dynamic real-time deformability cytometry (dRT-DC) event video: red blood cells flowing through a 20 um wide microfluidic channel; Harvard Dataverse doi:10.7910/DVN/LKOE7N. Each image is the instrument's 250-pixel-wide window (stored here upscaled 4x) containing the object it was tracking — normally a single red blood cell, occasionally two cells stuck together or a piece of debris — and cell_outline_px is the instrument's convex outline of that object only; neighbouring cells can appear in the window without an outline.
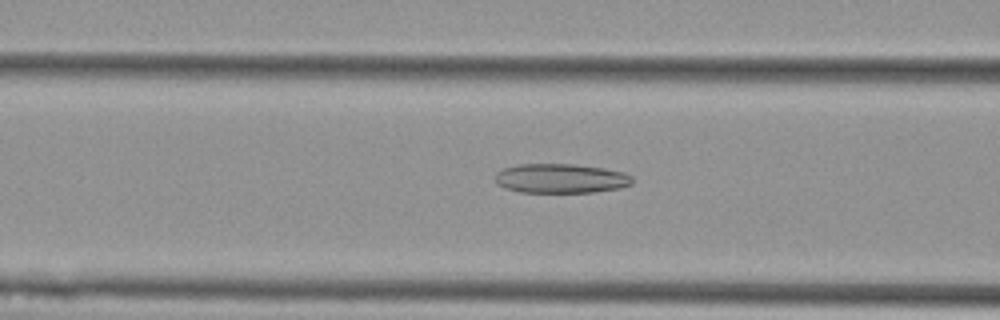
{"species": "Egyptian fruit bat (a non-hibernating species)", "species_latin": "Rousettus aegyptiacus", "temperature_condition": "cold", "stored_images_in_passage": 53, "camera_frame_rate_fps": 3000, "um_per_image_px": 0.085, "animal": {"sex": "female"}, "frame": {"image": 1, "passage_image": 21, "time_ms": 6.667, "image_size_px": [1000, 320], "cell_outline_px": [[632, 184], [620, 188], [592, 192], [520, 192], [504, 188], [496, 184], [496, 172], [504, 168], [516, 164], [572, 164], [604, 168], [624, 172], [632, 176]], "centroid_in_image_um": [47.65, 15.16], "position_along_channel_um": 118.9, "area_um2": 23.58}}
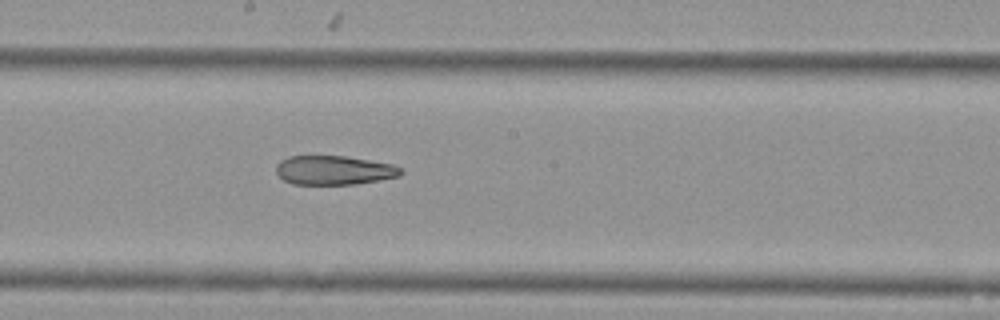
{"frame": {"image": 2, "passage_image": 29, "time_ms": 9.333, "image_size_px": [1000, 320], "cell_outline_px": [[404, 172], [400, 176], [356, 184], [292, 184], [284, 180], [276, 172], [276, 164], [280, 160], [288, 156], [344, 156], [392, 164], [400, 168]], "centroid_in_image_um": [28.37, 14.47], "position_along_channel_um": 219.8, "area_um2": 21.1}}
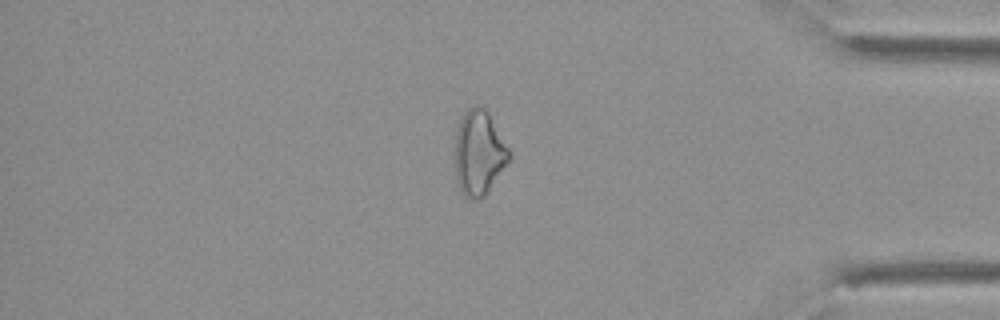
{"frame": {"image": 3, "passage_image": 45, "time_ms": 14.667, "image_size_px": [1000, 320], "cell_outline_px": [[512, 156], [484, 196], [476, 200], [464, 196], [456, 180], [452, 152], [456, 128], [464, 112], [472, 104], [480, 104], [488, 112], [508, 148]], "centroid_in_image_um": [40.64, 12.96], "position_along_channel_um": 394.6, "area_um2": 27.22}, "authors_computed_cell_mechanics": {"area_um2": 25.9522, "velocity_mm_per_s": 3.7979, "shape_relaxation_time_tau1_ms": null, "shape_relaxation_time_tau2_ms": 10.2147, "deformation_change_tau1": null, "deformation_change_tau2": 0.2431}}